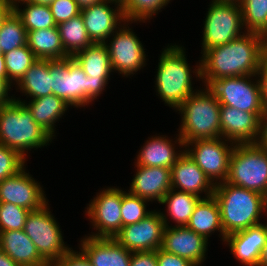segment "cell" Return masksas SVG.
Instances as JSON below:
<instances>
[{
  "mask_svg": "<svg viewBox=\"0 0 267 266\" xmlns=\"http://www.w3.org/2000/svg\"><path fill=\"white\" fill-rule=\"evenodd\" d=\"M19 3L26 6L22 9L19 7L21 6ZM19 3L14 6V11L21 18L23 26L27 31L57 27L49 5L27 1Z\"/></svg>",
  "mask_w": 267,
  "mask_h": 266,
  "instance_id": "32",
  "label": "cell"
},
{
  "mask_svg": "<svg viewBox=\"0 0 267 266\" xmlns=\"http://www.w3.org/2000/svg\"><path fill=\"white\" fill-rule=\"evenodd\" d=\"M208 240L186 226H165L160 249L201 266L206 259Z\"/></svg>",
  "mask_w": 267,
  "mask_h": 266,
  "instance_id": "18",
  "label": "cell"
},
{
  "mask_svg": "<svg viewBox=\"0 0 267 266\" xmlns=\"http://www.w3.org/2000/svg\"><path fill=\"white\" fill-rule=\"evenodd\" d=\"M53 139L34 121L23 103L14 100L0 107V144L27 159L26 152L47 146Z\"/></svg>",
  "mask_w": 267,
  "mask_h": 266,
  "instance_id": "5",
  "label": "cell"
},
{
  "mask_svg": "<svg viewBox=\"0 0 267 266\" xmlns=\"http://www.w3.org/2000/svg\"><path fill=\"white\" fill-rule=\"evenodd\" d=\"M29 210L13 203L0 202V232L24 229Z\"/></svg>",
  "mask_w": 267,
  "mask_h": 266,
  "instance_id": "38",
  "label": "cell"
},
{
  "mask_svg": "<svg viewBox=\"0 0 267 266\" xmlns=\"http://www.w3.org/2000/svg\"><path fill=\"white\" fill-rule=\"evenodd\" d=\"M87 75L88 105L105 90L113 72L105 43H92L72 57Z\"/></svg>",
  "mask_w": 267,
  "mask_h": 266,
  "instance_id": "15",
  "label": "cell"
},
{
  "mask_svg": "<svg viewBox=\"0 0 267 266\" xmlns=\"http://www.w3.org/2000/svg\"><path fill=\"white\" fill-rule=\"evenodd\" d=\"M220 103L206 86L190 95L176 110L181 114L178 134L184 142L221 137Z\"/></svg>",
  "mask_w": 267,
  "mask_h": 266,
  "instance_id": "4",
  "label": "cell"
},
{
  "mask_svg": "<svg viewBox=\"0 0 267 266\" xmlns=\"http://www.w3.org/2000/svg\"><path fill=\"white\" fill-rule=\"evenodd\" d=\"M158 266H195L192 262L178 255L157 249Z\"/></svg>",
  "mask_w": 267,
  "mask_h": 266,
  "instance_id": "42",
  "label": "cell"
},
{
  "mask_svg": "<svg viewBox=\"0 0 267 266\" xmlns=\"http://www.w3.org/2000/svg\"><path fill=\"white\" fill-rule=\"evenodd\" d=\"M149 201L121 189V218L122 227L138 223L152 210H148L146 204Z\"/></svg>",
  "mask_w": 267,
  "mask_h": 266,
  "instance_id": "37",
  "label": "cell"
},
{
  "mask_svg": "<svg viewBox=\"0 0 267 266\" xmlns=\"http://www.w3.org/2000/svg\"><path fill=\"white\" fill-rule=\"evenodd\" d=\"M264 87V100L267 102V83H262Z\"/></svg>",
  "mask_w": 267,
  "mask_h": 266,
  "instance_id": "53",
  "label": "cell"
},
{
  "mask_svg": "<svg viewBox=\"0 0 267 266\" xmlns=\"http://www.w3.org/2000/svg\"><path fill=\"white\" fill-rule=\"evenodd\" d=\"M266 241L267 223L261 222L226 236L224 243L229 246L231 253L240 263L245 266H258Z\"/></svg>",
  "mask_w": 267,
  "mask_h": 266,
  "instance_id": "21",
  "label": "cell"
},
{
  "mask_svg": "<svg viewBox=\"0 0 267 266\" xmlns=\"http://www.w3.org/2000/svg\"><path fill=\"white\" fill-rule=\"evenodd\" d=\"M79 249L92 266H130L132 252L114 238L86 236L80 241Z\"/></svg>",
  "mask_w": 267,
  "mask_h": 266,
  "instance_id": "23",
  "label": "cell"
},
{
  "mask_svg": "<svg viewBox=\"0 0 267 266\" xmlns=\"http://www.w3.org/2000/svg\"><path fill=\"white\" fill-rule=\"evenodd\" d=\"M135 22L138 21L126 20L123 22L111 35L112 38L110 36L105 43L113 72H119L124 77L134 75L147 64L143 44L136 36L137 34L128 26Z\"/></svg>",
  "mask_w": 267,
  "mask_h": 266,
  "instance_id": "11",
  "label": "cell"
},
{
  "mask_svg": "<svg viewBox=\"0 0 267 266\" xmlns=\"http://www.w3.org/2000/svg\"><path fill=\"white\" fill-rule=\"evenodd\" d=\"M208 88L220 105L253 113H262L264 110V87L260 75L223 77L214 80Z\"/></svg>",
  "mask_w": 267,
  "mask_h": 266,
  "instance_id": "7",
  "label": "cell"
},
{
  "mask_svg": "<svg viewBox=\"0 0 267 266\" xmlns=\"http://www.w3.org/2000/svg\"><path fill=\"white\" fill-rule=\"evenodd\" d=\"M210 3L204 21L201 54L244 34L240 3L214 0Z\"/></svg>",
  "mask_w": 267,
  "mask_h": 266,
  "instance_id": "9",
  "label": "cell"
},
{
  "mask_svg": "<svg viewBox=\"0 0 267 266\" xmlns=\"http://www.w3.org/2000/svg\"><path fill=\"white\" fill-rule=\"evenodd\" d=\"M27 46L37 59L64 60L70 58L62 46L58 27L27 31Z\"/></svg>",
  "mask_w": 267,
  "mask_h": 266,
  "instance_id": "28",
  "label": "cell"
},
{
  "mask_svg": "<svg viewBox=\"0 0 267 266\" xmlns=\"http://www.w3.org/2000/svg\"><path fill=\"white\" fill-rule=\"evenodd\" d=\"M0 266H19L10 256L0 250Z\"/></svg>",
  "mask_w": 267,
  "mask_h": 266,
  "instance_id": "48",
  "label": "cell"
},
{
  "mask_svg": "<svg viewBox=\"0 0 267 266\" xmlns=\"http://www.w3.org/2000/svg\"><path fill=\"white\" fill-rule=\"evenodd\" d=\"M136 174L128 192L149 202L158 203L171 189V169L164 167H147L136 165Z\"/></svg>",
  "mask_w": 267,
  "mask_h": 266,
  "instance_id": "22",
  "label": "cell"
},
{
  "mask_svg": "<svg viewBox=\"0 0 267 266\" xmlns=\"http://www.w3.org/2000/svg\"><path fill=\"white\" fill-rule=\"evenodd\" d=\"M65 53L72 58L92 44L81 14L57 25Z\"/></svg>",
  "mask_w": 267,
  "mask_h": 266,
  "instance_id": "31",
  "label": "cell"
},
{
  "mask_svg": "<svg viewBox=\"0 0 267 266\" xmlns=\"http://www.w3.org/2000/svg\"><path fill=\"white\" fill-rule=\"evenodd\" d=\"M11 87L12 83L8 79L0 77V107L15 100L14 96H8L10 95L8 92L12 89Z\"/></svg>",
  "mask_w": 267,
  "mask_h": 266,
  "instance_id": "45",
  "label": "cell"
},
{
  "mask_svg": "<svg viewBox=\"0 0 267 266\" xmlns=\"http://www.w3.org/2000/svg\"><path fill=\"white\" fill-rule=\"evenodd\" d=\"M242 21L246 32L267 38V0H241Z\"/></svg>",
  "mask_w": 267,
  "mask_h": 266,
  "instance_id": "34",
  "label": "cell"
},
{
  "mask_svg": "<svg viewBox=\"0 0 267 266\" xmlns=\"http://www.w3.org/2000/svg\"><path fill=\"white\" fill-rule=\"evenodd\" d=\"M0 250L19 266H50L23 229L0 232Z\"/></svg>",
  "mask_w": 267,
  "mask_h": 266,
  "instance_id": "25",
  "label": "cell"
},
{
  "mask_svg": "<svg viewBox=\"0 0 267 266\" xmlns=\"http://www.w3.org/2000/svg\"><path fill=\"white\" fill-rule=\"evenodd\" d=\"M80 9L90 7L93 4L99 3L103 0H75Z\"/></svg>",
  "mask_w": 267,
  "mask_h": 266,
  "instance_id": "49",
  "label": "cell"
},
{
  "mask_svg": "<svg viewBox=\"0 0 267 266\" xmlns=\"http://www.w3.org/2000/svg\"><path fill=\"white\" fill-rule=\"evenodd\" d=\"M221 46L207 49L200 59L201 78L208 87L223 77L259 75L261 53L266 37L246 32Z\"/></svg>",
  "mask_w": 267,
  "mask_h": 266,
  "instance_id": "1",
  "label": "cell"
},
{
  "mask_svg": "<svg viewBox=\"0 0 267 266\" xmlns=\"http://www.w3.org/2000/svg\"><path fill=\"white\" fill-rule=\"evenodd\" d=\"M259 75H260L262 83H267V38L265 39V42L262 48Z\"/></svg>",
  "mask_w": 267,
  "mask_h": 266,
  "instance_id": "46",
  "label": "cell"
},
{
  "mask_svg": "<svg viewBox=\"0 0 267 266\" xmlns=\"http://www.w3.org/2000/svg\"><path fill=\"white\" fill-rule=\"evenodd\" d=\"M49 7L57 25L81 13V9L75 0H53Z\"/></svg>",
  "mask_w": 267,
  "mask_h": 266,
  "instance_id": "40",
  "label": "cell"
},
{
  "mask_svg": "<svg viewBox=\"0 0 267 266\" xmlns=\"http://www.w3.org/2000/svg\"><path fill=\"white\" fill-rule=\"evenodd\" d=\"M86 207V214L96 232L93 238H114L121 230V189L108 187L101 189Z\"/></svg>",
  "mask_w": 267,
  "mask_h": 266,
  "instance_id": "13",
  "label": "cell"
},
{
  "mask_svg": "<svg viewBox=\"0 0 267 266\" xmlns=\"http://www.w3.org/2000/svg\"><path fill=\"white\" fill-rule=\"evenodd\" d=\"M15 101L23 103L31 112L34 121L55 139V123L70 107L62 98L54 94L47 95L40 98L31 99L28 103L20 98Z\"/></svg>",
  "mask_w": 267,
  "mask_h": 266,
  "instance_id": "26",
  "label": "cell"
},
{
  "mask_svg": "<svg viewBox=\"0 0 267 266\" xmlns=\"http://www.w3.org/2000/svg\"><path fill=\"white\" fill-rule=\"evenodd\" d=\"M168 3L170 0H123L122 8L126 20L145 23Z\"/></svg>",
  "mask_w": 267,
  "mask_h": 266,
  "instance_id": "36",
  "label": "cell"
},
{
  "mask_svg": "<svg viewBox=\"0 0 267 266\" xmlns=\"http://www.w3.org/2000/svg\"><path fill=\"white\" fill-rule=\"evenodd\" d=\"M164 229L160 211L153 210L138 223L121 227L114 239L131 252L155 251L161 247Z\"/></svg>",
  "mask_w": 267,
  "mask_h": 266,
  "instance_id": "14",
  "label": "cell"
},
{
  "mask_svg": "<svg viewBox=\"0 0 267 266\" xmlns=\"http://www.w3.org/2000/svg\"><path fill=\"white\" fill-rule=\"evenodd\" d=\"M25 1L36 3V4H46V5H49L53 0H25Z\"/></svg>",
  "mask_w": 267,
  "mask_h": 266,
  "instance_id": "52",
  "label": "cell"
},
{
  "mask_svg": "<svg viewBox=\"0 0 267 266\" xmlns=\"http://www.w3.org/2000/svg\"><path fill=\"white\" fill-rule=\"evenodd\" d=\"M215 185L199 168V166L184 152L171 168V188L198 197L213 196ZM205 194L201 196L200 194Z\"/></svg>",
  "mask_w": 267,
  "mask_h": 266,
  "instance_id": "20",
  "label": "cell"
},
{
  "mask_svg": "<svg viewBox=\"0 0 267 266\" xmlns=\"http://www.w3.org/2000/svg\"><path fill=\"white\" fill-rule=\"evenodd\" d=\"M13 6H15L17 3L25 1V0H8Z\"/></svg>",
  "mask_w": 267,
  "mask_h": 266,
  "instance_id": "55",
  "label": "cell"
},
{
  "mask_svg": "<svg viewBox=\"0 0 267 266\" xmlns=\"http://www.w3.org/2000/svg\"><path fill=\"white\" fill-rule=\"evenodd\" d=\"M261 115L262 113L246 112L221 105V137L234 144L255 143L259 135Z\"/></svg>",
  "mask_w": 267,
  "mask_h": 266,
  "instance_id": "19",
  "label": "cell"
},
{
  "mask_svg": "<svg viewBox=\"0 0 267 266\" xmlns=\"http://www.w3.org/2000/svg\"><path fill=\"white\" fill-rule=\"evenodd\" d=\"M13 10L14 6L8 0H0V26Z\"/></svg>",
  "mask_w": 267,
  "mask_h": 266,
  "instance_id": "47",
  "label": "cell"
},
{
  "mask_svg": "<svg viewBox=\"0 0 267 266\" xmlns=\"http://www.w3.org/2000/svg\"><path fill=\"white\" fill-rule=\"evenodd\" d=\"M26 160L15 149L0 144V182L22 170Z\"/></svg>",
  "mask_w": 267,
  "mask_h": 266,
  "instance_id": "39",
  "label": "cell"
},
{
  "mask_svg": "<svg viewBox=\"0 0 267 266\" xmlns=\"http://www.w3.org/2000/svg\"><path fill=\"white\" fill-rule=\"evenodd\" d=\"M52 266H92L85 255L71 249L67 254L55 262Z\"/></svg>",
  "mask_w": 267,
  "mask_h": 266,
  "instance_id": "41",
  "label": "cell"
},
{
  "mask_svg": "<svg viewBox=\"0 0 267 266\" xmlns=\"http://www.w3.org/2000/svg\"><path fill=\"white\" fill-rule=\"evenodd\" d=\"M17 90L31 99L52 94L49 60L37 59L16 84Z\"/></svg>",
  "mask_w": 267,
  "mask_h": 266,
  "instance_id": "30",
  "label": "cell"
},
{
  "mask_svg": "<svg viewBox=\"0 0 267 266\" xmlns=\"http://www.w3.org/2000/svg\"><path fill=\"white\" fill-rule=\"evenodd\" d=\"M214 198L220 208L221 224L226 236L260 224L267 215L264 195L233 184L221 182L214 187Z\"/></svg>",
  "mask_w": 267,
  "mask_h": 266,
  "instance_id": "3",
  "label": "cell"
},
{
  "mask_svg": "<svg viewBox=\"0 0 267 266\" xmlns=\"http://www.w3.org/2000/svg\"><path fill=\"white\" fill-rule=\"evenodd\" d=\"M0 77L7 79L4 54L0 52Z\"/></svg>",
  "mask_w": 267,
  "mask_h": 266,
  "instance_id": "50",
  "label": "cell"
},
{
  "mask_svg": "<svg viewBox=\"0 0 267 266\" xmlns=\"http://www.w3.org/2000/svg\"><path fill=\"white\" fill-rule=\"evenodd\" d=\"M24 45H27V30L13 10L0 26V51L5 54Z\"/></svg>",
  "mask_w": 267,
  "mask_h": 266,
  "instance_id": "33",
  "label": "cell"
},
{
  "mask_svg": "<svg viewBox=\"0 0 267 266\" xmlns=\"http://www.w3.org/2000/svg\"><path fill=\"white\" fill-rule=\"evenodd\" d=\"M40 182L26 172V167L17 174L0 182V202L13 203L29 211L41 209L49 201Z\"/></svg>",
  "mask_w": 267,
  "mask_h": 266,
  "instance_id": "17",
  "label": "cell"
},
{
  "mask_svg": "<svg viewBox=\"0 0 267 266\" xmlns=\"http://www.w3.org/2000/svg\"><path fill=\"white\" fill-rule=\"evenodd\" d=\"M201 199V197L194 194L171 188L159 203L163 205L167 204V215L160 211L165 226L170 225L168 216L173 222L175 221V224L177 223L174 226H186L196 205Z\"/></svg>",
  "mask_w": 267,
  "mask_h": 266,
  "instance_id": "29",
  "label": "cell"
},
{
  "mask_svg": "<svg viewBox=\"0 0 267 266\" xmlns=\"http://www.w3.org/2000/svg\"><path fill=\"white\" fill-rule=\"evenodd\" d=\"M186 227L207 240L212 233L218 231L220 237L222 236L221 240L225 241L226 235L221 224L220 208L214 196L198 202Z\"/></svg>",
  "mask_w": 267,
  "mask_h": 266,
  "instance_id": "27",
  "label": "cell"
},
{
  "mask_svg": "<svg viewBox=\"0 0 267 266\" xmlns=\"http://www.w3.org/2000/svg\"><path fill=\"white\" fill-rule=\"evenodd\" d=\"M226 182L264 195L267 190V150L256 143L236 144L230 156Z\"/></svg>",
  "mask_w": 267,
  "mask_h": 266,
  "instance_id": "6",
  "label": "cell"
},
{
  "mask_svg": "<svg viewBox=\"0 0 267 266\" xmlns=\"http://www.w3.org/2000/svg\"><path fill=\"white\" fill-rule=\"evenodd\" d=\"M264 205L267 210V190H266V193L264 194Z\"/></svg>",
  "mask_w": 267,
  "mask_h": 266,
  "instance_id": "56",
  "label": "cell"
},
{
  "mask_svg": "<svg viewBox=\"0 0 267 266\" xmlns=\"http://www.w3.org/2000/svg\"><path fill=\"white\" fill-rule=\"evenodd\" d=\"M114 4L113 7L110 5ZM86 32L92 43H106L107 39L125 22L122 3L116 0H103L81 9Z\"/></svg>",
  "mask_w": 267,
  "mask_h": 266,
  "instance_id": "16",
  "label": "cell"
},
{
  "mask_svg": "<svg viewBox=\"0 0 267 266\" xmlns=\"http://www.w3.org/2000/svg\"><path fill=\"white\" fill-rule=\"evenodd\" d=\"M52 94L74 108L88 106V79L73 58L49 60Z\"/></svg>",
  "mask_w": 267,
  "mask_h": 266,
  "instance_id": "12",
  "label": "cell"
},
{
  "mask_svg": "<svg viewBox=\"0 0 267 266\" xmlns=\"http://www.w3.org/2000/svg\"><path fill=\"white\" fill-rule=\"evenodd\" d=\"M7 79L15 85L25 75L31 65L37 60L27 45L14 48L4 54Z\"/></svg>",
  "mask_w": 267,
  "mask_h": 266,
  "instance_id": "35",
  "label": "cell"
},
{
  "mask_svg": "<svg viewBox=\"0 0 267 266\" xmlns=\"http://www.w3.org/2000/svg\"><path fill=\"white\" fill-rule=\"evenodd\" d=\"M259 147L267 150V102L260 117L259 135L255 142Z\"/></svg>",
  "mask_w": 267,
  "mask_h": 266,
  "instance_id": "44",
  "label": "cell"
},
{
  "mask_svg": "<svg viewBox=\"0 0 267 266\" xmlns=\"http://www.w3.org/2000/svg\"><path fill=\"white\" fill-rule=\"evenodd\" d=\"M184 143V151L214 185L226 181L230 156L236 144L223 137Z\"/></svg>",
  "mask_w": 267,
  "mask_h": 266,
  "instance_id": "10",
  "label": "cell"
},
{
  "mask_svg": "<svg viewBox=\"0 0 267 266\" xmlns=\"http://www.w3.org/2000/svg\"><path fill=\"white\" fill-rule=\"evenodd\" d=\"M23 230L50 266L72 249L65 245L62 231L50 211L49 203L41 209L30 211Z\"/></svg>",
  "mask_w": 267,
  "mask_h": 266,
  "instance_id": "8",
  "label": "cell"
},
{
  "mask_svg": "<svg viewBox=\"0 0 267 266\" xmlns=\"http://www.w3.org/2000/svg\"><path fill=\"white\" fill-rule=\"evenodd\" d=\"M130 266H158L157 250L148 252H132Z\"/></svg>",
  "mask_w": 267,
  "mask_h": 266,
  "instance_id": "43",
  "label": "cell"
},
{
  "mask_svg": "<svg viewBox=\"0 0 267 266\" xmlns=\"http://www.w3.org/2000/svg\"><path fill=\"white\" fill-rule=\"evenodd\" d=\"M178 137V138H177ZM176 140L168 139L167 136H152L145 142L142 149L136 155L134 164L147 167L172 168L179 157L185 152V143L178 134ZM175 142V143H172ZM179 145L181 151H176V145Z\"/></svg>",
  "mask_w": 267,
  "mask_h": 266,
  "instance_id": "24",
  "label": "cell"
},
{
  "mask_svg": "<svg viewBox=\"0 0 267 266\" xmlns=\"http://www.w3.org/2000/svg\"><path fill=\"white\" fill-rule=\"evenodd\" d=\"M158 62L155 88L159 98L175 110L196 90H193L192 72L196 78H201V62L191 71L185 53V48L169 45L163 48Z\"/></svg>",
  "mask_w": 267,
  "mask_h": 266,
  "instance_id": "2",
  "label": "cell"
},
{
  "mask_svg": "<svg viewBox=\"0 0 267 266\" xmlns=\"http://www.w3.org/2000/svg\"><path fill=\"white\" fill-rule=\"evenodd\" d=\"M258 266H267V241L262 249Z\"/></svg>",
  "mask_w": 267,
  "mask_h": 266,
  "instance_id": "51",
  "label": "cell"
},
{
  "mask_svg": "<svg viewBox=\"0 0 267 266\" xmlns=\"http://www.w3.org/2000/svg\"><path fill=\"white\" fill-rule=\"evenodd\" d=\"M214 1H218V2H236V3H240L241 0H214Z\"/></svg>",
  "mask_w": 267,
  "mask_h": 266,
  "instance_id": "54",
  "label": "cell"
}]
</instances>
